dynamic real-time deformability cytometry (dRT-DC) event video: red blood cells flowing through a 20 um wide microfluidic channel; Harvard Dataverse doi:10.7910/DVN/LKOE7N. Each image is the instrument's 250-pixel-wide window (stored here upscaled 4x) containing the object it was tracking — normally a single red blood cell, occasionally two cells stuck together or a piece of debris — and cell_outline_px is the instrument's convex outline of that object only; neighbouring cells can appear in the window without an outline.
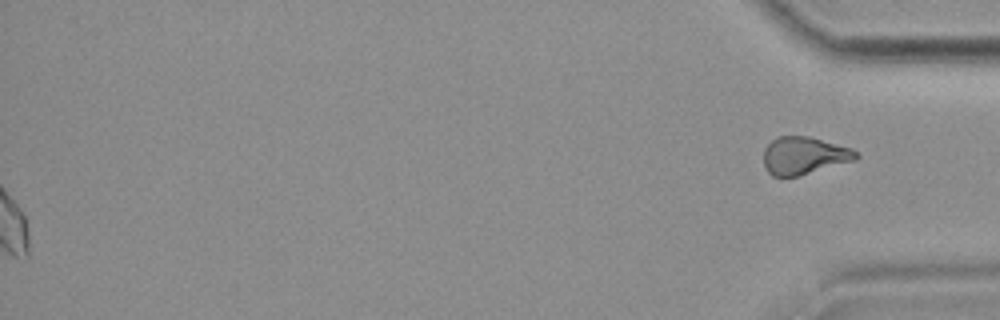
{"species": "common noctule bat (a hibernating species)", "species_latin": "Nyctalus noctula", "temperature_condition": "room temperature", "stored_images_in_passage": 53, "segment_of_instrument_passage": [2, 2], "camera_frame_rate_fps": 3000, "um_per_image_px": 0.085, "animal": {"sex": "female", "body_mass_g": 19.9}, "frame": {"image": 1, "passage_image": 53, "time_ms": 17.333, "image_size_px": [1000, 320], "cell_outline_px": [[860, 156], [856, 160], [800, 176], [772, 176], [768, 172], [764, 164], [764, 148], [776, 136], [808, 136], [852, 148]], "centroid_in_image_um": [68.35, 13.23], "position_along_channel_um": 366.8, "area_um2": 20.35}}